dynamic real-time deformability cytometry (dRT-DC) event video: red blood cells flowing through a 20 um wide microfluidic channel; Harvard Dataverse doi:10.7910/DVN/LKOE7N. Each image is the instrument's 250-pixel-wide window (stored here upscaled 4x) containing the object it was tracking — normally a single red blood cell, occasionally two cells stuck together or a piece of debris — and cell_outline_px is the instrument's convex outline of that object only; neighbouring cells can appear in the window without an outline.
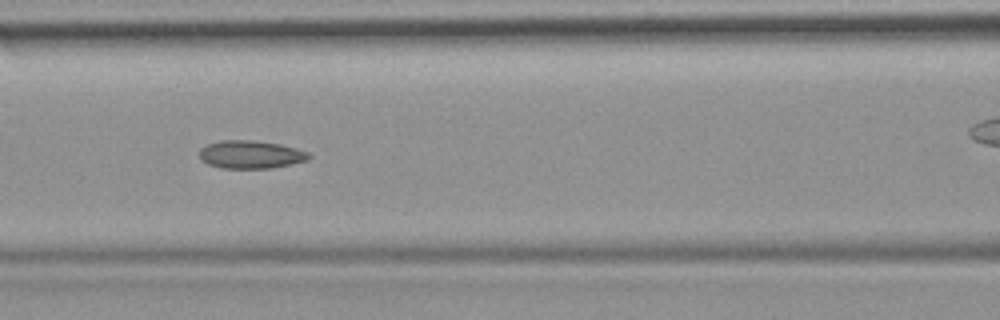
{"species": "common noctule bat (a hibernating species)", "species_latin": "Nyctalus noctula", "temperature_condition": "room temperature", "stored_images_in_passage": 53, "camera_frame_rate_fps": 3000, "um_per_image_px": 0.085, "animal": {"sex": "female", "body_mass_g": 19.9}, "frame": {"image": 1, "passage_image": 23, "time_ms": 7.333, "image_size_px": [1000, 320], "cell_outline_px": [[312, 156], [308, 160], [292, 164], [272, 168], [224, 168], [208, 164], [200, 160], [200, 148], [208, 144], [220, 140], [252, 140], [280, 144], [296, 148], [308, 152]], "centroid_in_image_um": [21.32, 13.13], "position_along_channel_um": 145.3, "area_um2": 17.92}, "authors_computed_cell_mechanics": {"area_um2": 18.0914, "velocity_mm_per_s": 3.9554, "shape_relaxation_time_tau1_ms": null, "shape_relaxation_time_tau2_ms": 3.6253, "deformation_change_tau1": null, "deformation_change_tau2": 0.1021}}